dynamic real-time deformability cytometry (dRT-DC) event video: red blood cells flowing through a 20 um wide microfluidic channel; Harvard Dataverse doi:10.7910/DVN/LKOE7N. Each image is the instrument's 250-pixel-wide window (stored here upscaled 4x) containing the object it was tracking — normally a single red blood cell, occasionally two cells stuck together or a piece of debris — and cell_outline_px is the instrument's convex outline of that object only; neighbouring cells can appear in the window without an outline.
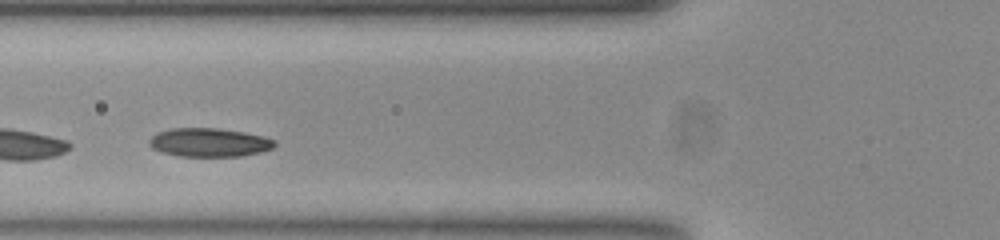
{"species": "common noctule bat (a hibernating species)", "species_latin": "Nyctalus noctula", "temperature_condition": "room temperature", "stored_images_in_passage": 34, "camera_frame_rate_fps": 3000, "um_per_image_px": 0.085, "animal": {"sex": "female", "body_mass_g": 23.0, "forearm_length_mm": 53.4}, "frame": {"image": 1, "passage_image": 10, "time_ms": 3.0, "image_size_px": [1000, 240], "cell_outline_px": [[276, 144], [272, 148], [260, 152], [240, 156], [180, 156], [160, 152], [152, 148], [148, 144], [148, 140], [156, 132], [172, 128], [216, 128], [244, 132], [264, 136], [276, 140]], "centroid_in_image_um": [17.76, 12.1], "position_along_channel_um": 108.0, "area_um2": 21.04}, "authors_computed_cell_mechanics": {"area_um2": 19.4786, "velocity_mm_per_s": 3.7129, "shape_relaxation_time_tau1_ms": 2.5443, "shape_relaxation_time_tau2_ms": 10.0428, "deformation_change_tau1": 0.0867, "deformation_change_tau2": 0.0988}}